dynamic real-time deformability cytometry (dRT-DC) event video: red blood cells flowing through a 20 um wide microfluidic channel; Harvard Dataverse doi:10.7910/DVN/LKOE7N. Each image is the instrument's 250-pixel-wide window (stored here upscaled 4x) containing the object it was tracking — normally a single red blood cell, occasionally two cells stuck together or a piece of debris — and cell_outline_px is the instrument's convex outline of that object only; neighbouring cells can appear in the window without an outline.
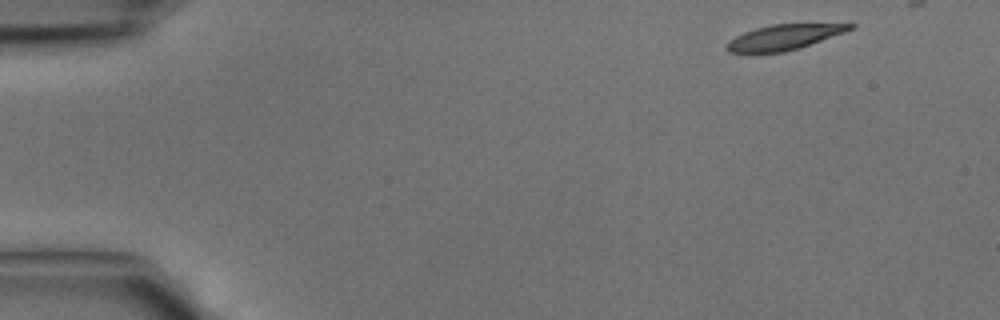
{"species": "common noctule bat (a hibernating species)", "species_latin": "Nyctalus noctula", "temperature_condition": "cold", "stored_images_in_passage": 29, "camera_frame_rate_fps": 3000, "um_per_image_px": 0.085, "animal": {"sex": "male", "body_mass_g": 15.6}, "frame": {"image": 1, "passage_image": 1, "time_ms": 0.0, "image_size_px": [1000, 320], "cell_outline_px": [[856, 28], [800, 48], [784, 52], [728, 52], [724, 48], [736, 36], [744, 32], [756, 28], [772, 24], [856, 24]], "centroid_in_image_um": [66.68, 3.16], "position_along_channel_um": 18.3, "area_um2": 17.86}}
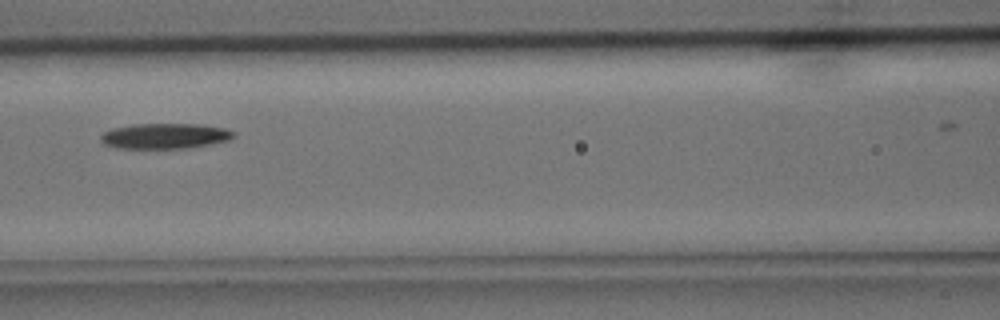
{"frame": {"image": 2, "passage_image": 16, "time_ms": 5.0, "image_size_px": [1000, 320], "cell_outline_px": [[236, 136], [228, 140], [212, 144], [188, 148], [116, 148], [104, 144], [100, 140], [100, 136], [104, 132], [112, 128], [132, 124], [200, 124], [224, 128], [236, 132]], "centroid_in_image_um": [14.03, 11.56], "position_along_channel_um": 152.6, "area_um2": 19.83}}
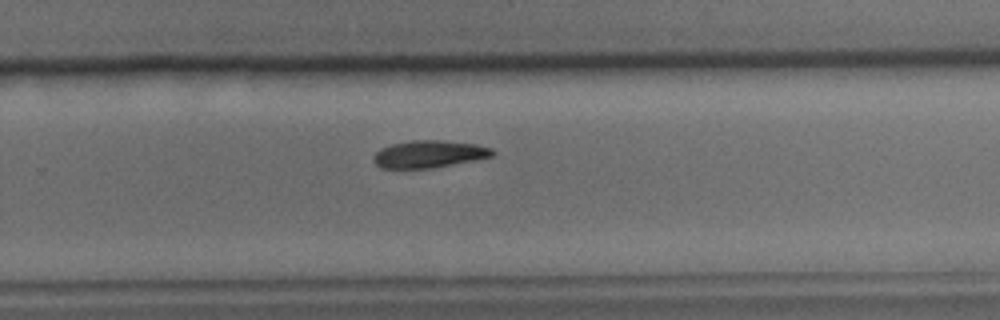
{"frame": {"image": 3, "passage_image": 25, "time_ms": 8.0, "image_size_px": [1000, 320], "cell_outline_px": [[496, 152], [492, 156], [476, 160], [432, 168], [380, 168], [372, 160], [372, 156], [380, 148], [392, 144], [412, 140], [440, 140], [476, 144], [492, 148]], "centroid_in_image_um": [36.46, 13.1], "position_along_channel_um": 293.3, "area_um2": 19.02}}